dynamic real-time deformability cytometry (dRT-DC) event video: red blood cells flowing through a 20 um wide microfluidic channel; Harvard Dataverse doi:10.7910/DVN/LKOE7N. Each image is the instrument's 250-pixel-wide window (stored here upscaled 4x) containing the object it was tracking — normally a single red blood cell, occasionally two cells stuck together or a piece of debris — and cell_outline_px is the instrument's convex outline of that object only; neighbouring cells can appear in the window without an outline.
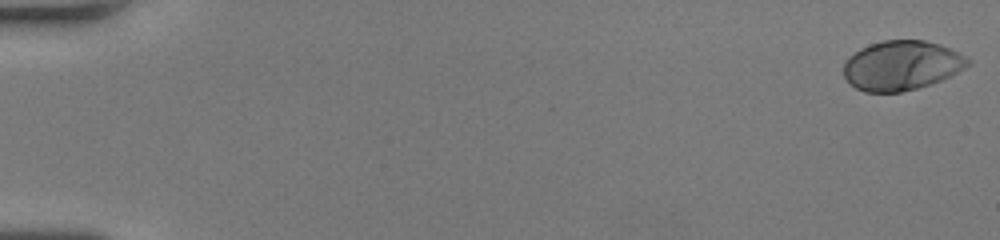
{"species": "human", "species_latin": "Homo sapiens", "temperature_condition": "room temperature", "stored_images_in_passage": 53, "camera_frame_rate_fps": 3000, "um_per_image_px": 0.085, "donor": {"sex": "female"}, "frame": {"image": 1, "passage_image": 1, "time_ms": 0.0, "image_size_px": [1000, 240], "cell_outline_px": [[972, 64], [940, 80], [916, 88], [900, 92], [864, 92], [856, 88], [844, 76], [844, 64], [848, 56], [860, 48], [868, 44], [884, 40], [924, 40], [940, 44], [972, 60]], "centroid_in_image_um": [76.61, 5.55], "position_along_channel_um": 8.4, "area_um2": 35.66}}
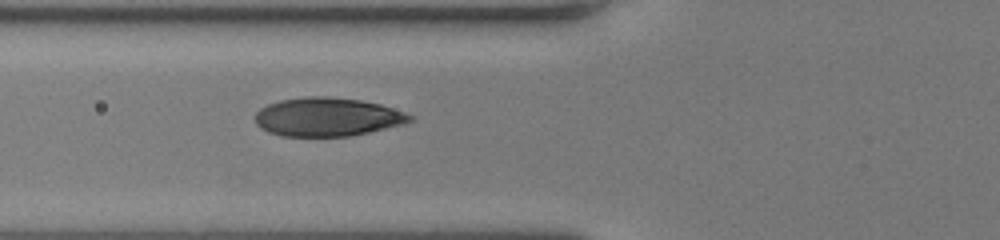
{"frame": {"image": 2, "passage_image": 22, "time_ms": 7.0, "image_size_px": [1000, 240], "cell_outline_px": [[416, 116], [412, 120], [404, 124], [368, 132], [348, 136], [280, 136], [268, 132], [260, 128], [256, 124], [256, 112], [260, 108], [268, 104], [280, 100], [308, 96], [328, 96], [360, 100], [380, 104]], "centroid_in_image_um": [27.82, 9.94], "position_along_channel_um": 98.0, "area_um2": 34.85}}
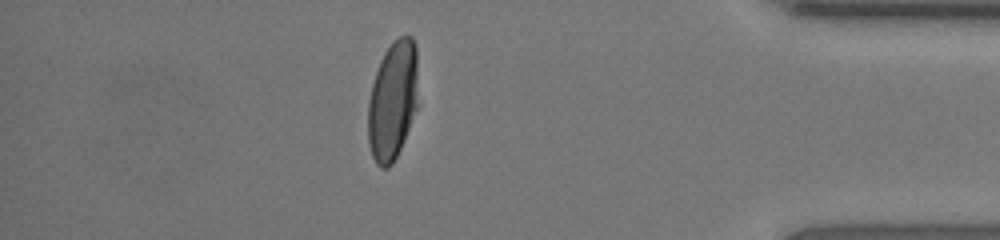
{"frame": {"image": 3, "passage_image": 47, "time_ms": 15.333, "image_size_px": [1000, 240], "cell_outline_px": [[420, 104], [404, 140], [392, 164], [388, 168], [380, 168], [376, 164], [372, 156], [368, 144], [368, 100], [372, 84], [380, 60], [384, 52], [400, 36], [412, 36], [416, 48]], "centroid_in_image_um": [33.41, 8.57], "position_along_channel_um": 401.8, "area_um2": 35.49}, "authors_computed_cell_mechanics": {"area_um2": 35.547, "velocity_mm_per_s": 4.0412, "shape_relaxation_time_tau1_ms": 2.907, "shape_relaxation_time_tau2_ms": null, "deformation_change_tau1": 0.189, "deformation_change_tau2": null}}